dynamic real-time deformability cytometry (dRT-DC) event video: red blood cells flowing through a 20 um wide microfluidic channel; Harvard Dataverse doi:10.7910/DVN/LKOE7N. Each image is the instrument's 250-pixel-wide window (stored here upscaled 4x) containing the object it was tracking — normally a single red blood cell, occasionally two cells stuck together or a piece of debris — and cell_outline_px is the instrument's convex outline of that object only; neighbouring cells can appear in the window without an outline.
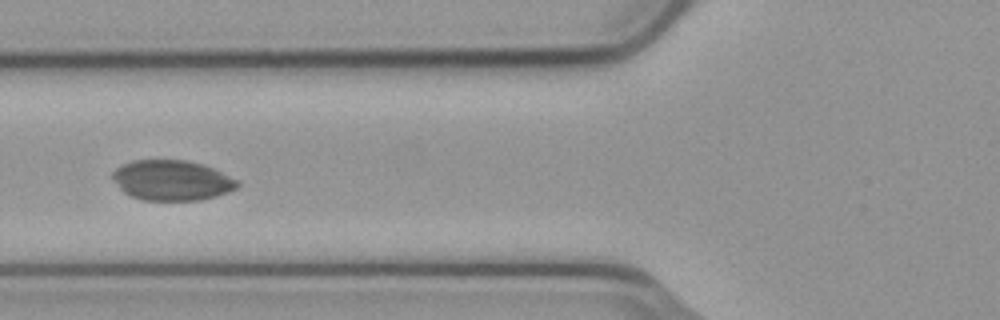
{"species": "common noctule bat (a hibernating species)", "species_latin": "Nyctalus noctula", "temperature_condition": "cold", "stored_images_in_passage": 44, "camera_frame_rate_fps": 3000, "um_per_image_px": 0.085, "animal": {"sex": "male", "body_mass_g": 23.1, "forearm_length_mm": 52.7}, "frame": {"image": 1, "passage_image": 16, "time_ms": 5.0, "image_size_px": [1000, 320], "cell_outline_px": [[240, 184], [236, 188], [228, 192], [216, 196], [200, 200], [144, 200], [132, 196], [124, 192], [112, 180], [112, 172], [116, 168], [132, 160], [188, 160], [204, 164], [240, 180]], "centroid_in_image_um": [14.63, 15.32], "position_along_channel_um": 111.2, "area_um2": 29.42}}
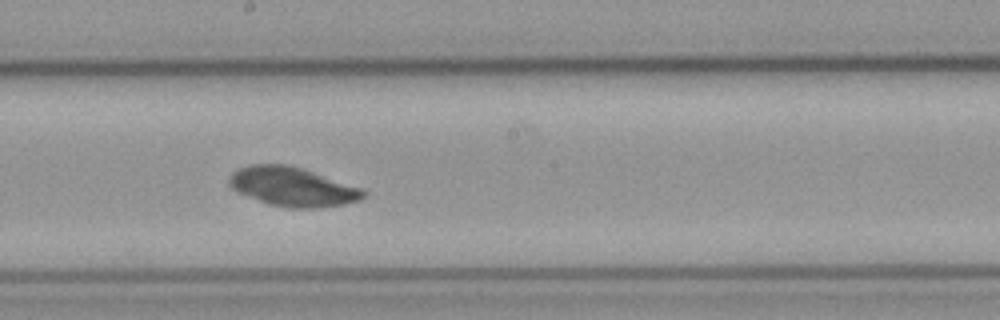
{"frame": {"image": 2, "passage_image": 25, "time_ms": 8.0, "image_size_px": [1000, 320], "cell_outline_px": [[368, 192], [360, 200], [344, 204], [316, 208], [288, 208], [268, 204], [236, 192], [228, 184], [228, 180], [232, 172], [248, 164], [288, 164], [360, 188]], "centroid_in_image_um": [24.81, 15.88], "position_along_channel_um": 223.4, "area_um2": 30.4}}
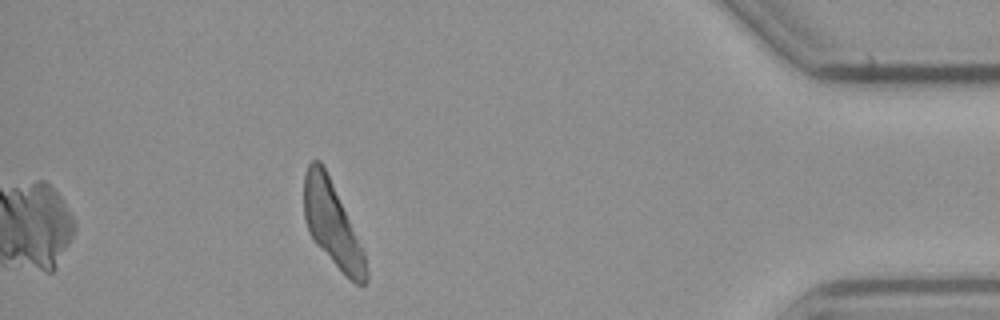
{"frame": {"image": 3, "passage_image": 44, "time_ms": 14.333, "image_size_px": [1000, 320], "cell_outline_px": [[368, 280], [364, 284], [356, 284], [316, 244], [308, 232], [304, 216], [304, 172], [308, 164], [312, 160], [320, 160], [332, 184], [364, 252], [368, 268]], "centroid_in_image_um": [28.22, 19.05], "position_along_channel_um": 407.0, "area_um2": 29.48}}